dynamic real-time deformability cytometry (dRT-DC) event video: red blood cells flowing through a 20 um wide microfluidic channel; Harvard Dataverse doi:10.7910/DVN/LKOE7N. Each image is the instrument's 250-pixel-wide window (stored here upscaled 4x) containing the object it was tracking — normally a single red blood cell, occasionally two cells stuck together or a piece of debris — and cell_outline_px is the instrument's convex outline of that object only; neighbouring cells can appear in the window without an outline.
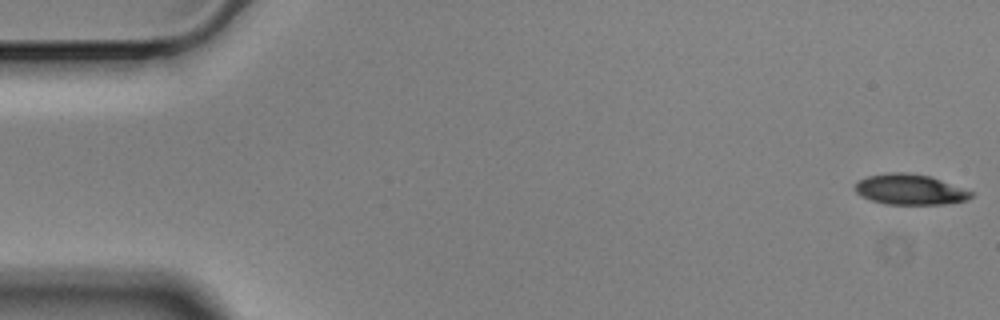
{"species": "Egyptian fruit bat (a non-hibernating species)", "species_latin": "Rousettus aegyptiacus", "temperature_condition": "cold", "stored_images_in_passage": 56, "camera_frame_rate_fps": 3000, "um_per_image_px": 0.085, "animal": {"sex": "male"}, "frame": {"image": 1, "passage_image": 1, "time_ms": 0.0, "image_size_px": [1000, 320], "cell_outline_px": [[972, 196], [968, 200], [944, 204], [884, 204], [860, 196], [856, 192], [856, 180], [868, 176], [888, 172], [904, 172], [928, 176], [940, 180], [972, 192]], "centroid_in_image_um": [77.29, 16.11], "position_along_channel_um": 7.7, "area_um2": 20.4}}
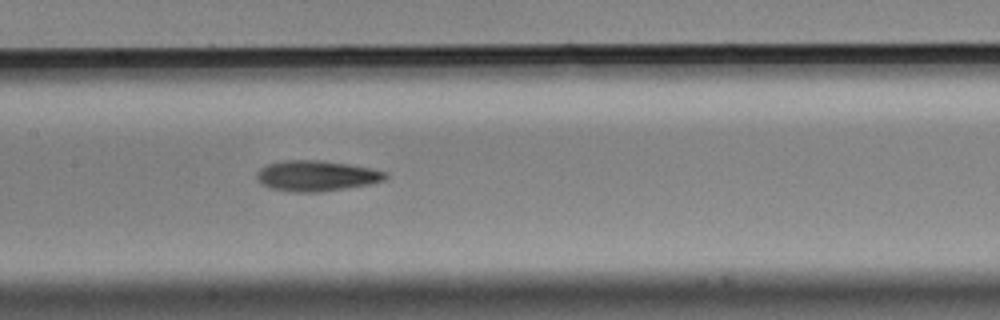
{"frame": {"image": 2, "passage_image": 27, "time_ms": 8.667, "image_size_px": [1000, 320], "cell_outline_px": [[388, 176], [384, 180], [368, 184], [320, 192], [292, 192], [272, 188], [260, 184], [256, 176], [256, 172], [260, 168], [268, 164], [284, 160], [320, 160], [348, 164], [388, 172]], "centroid_in_image_um": [26.86, 14.94], "position_along_channel_um": 180.5, "area_um2": 22.83}}
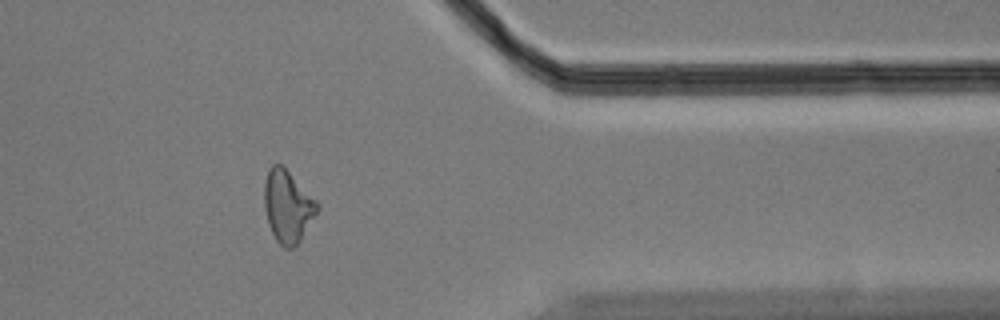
{"frame": {"image": 3, "passage_image": 46, "time_ms": 15.0, "image_size_px": [1000, 320], "cell_outline_px": [[320, 208], [300, 240], [292, 248], [284, 248], [276, 240], [268, 224], [264, 208], [264, 184], [268, 168], [272, 164], [284, 164], [320, 204]], "centroid_in_image_um": [24.45, 17.48], "position_along_channel_um": 386.9, "area_um2": 22.6}, "authors_computed_cell_mechanics": {"area_um2": 21.9351, "velocity_mm_per_s": 3.5301, "shape_relaxation_time_tau1_ms": 9.8876, "shape_relaxation_time_tau2_ms": 5.0273, "deformation_change_tau1": 0.2039, "deformation_change_tau2": 0.1456}}